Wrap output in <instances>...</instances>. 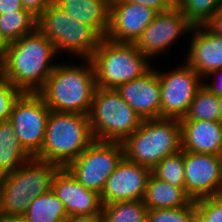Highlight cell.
I'll return each instance as SVG.
<instances>
[{"instance_id": "obj_15", "label": "cell", "mask_w": 222, "mask_h": 222, "mask_svg": "<svg viewBox=\"0 0 222 222\" xmlns=\"http://www.w3.org/2000/svg\"><path fill=\"white\" fill-rule=\"evenodd\" d=\"M150 174V168L123 157L115 171L108 177L101 192L102 204L143 200Z\"/></svg>"}, {"instance_id": "obj_20", "label": "cell", "mask_w": 222, "mask_h": 222, "mask_svg": "<svg viewBox=\"0 0 222 222\" xmlns=\"http://www.w3.org/2000/svg\"><path fill=\"white\" fill-rule=\"evenodd\" d=\"M55 3L70 16L91 26L102 38H106L110 0H55Z\"/></svg>"}, {"instance_id": "obj_4", "label": "cell", "mask_w": 222, "mask_h": 222, "mask_svg": "<svg viewBox=\"0 0 222 222\" xmlns=\"http://www.w3.org/2000/svg\"><path fill=\"white\" fill-rule=\"evenodd\" d=\"M56 164L32 157L0 178V215L23 216L31 200L52 190Z\"/></svg>"}, {"instance_id": "obj_1", "label": "cell", "mask_w": 222, "mask_h": 222, "mask_svg": "<svg viewBox=\"0 0 222 222\" xmlns=\"http://www.w3.org/2000/svg\"><path fill=\"white\" fill-rule=\"evenodd\" d=\"M53 43L36 28L32 33L8 43L1 65L2 76L22 93H38L58 64Z\"/></svg>"}, {"instance_id": "obj_24", "label": "cell", "mask_w": 222, "mask_h": 222, "mask_svg": "<svg viewBox=\"0 0 222 222\" xmlns=\"http://www.w3.org/2000/svg\"><path fill=\"white\" fill-rule=\"evenodd\" d=\"M37 28V18L24 8L0 14V36L8 43L32 33Z\"/></svg>"}, {"instance_id": "obj_16", "label": "cell", "mask_w": 222, "mask_h": 222, "mask_svg": "<svg viewBox=\"0 0 222 222\" xmlns=\"http://www.w3.org/2000/svg\"><path fill=\"white\" fill-rule=\"evenodd\" d=\"M52 191L64 203L69 215H101L100 194L86 189L65 167L53 179Z\"/></svg>"}, {"instance_id": "obj_35", "label": "cell", "mask_w": 222, "mask_h": 222, "mask_svg": "<svg viewBox=\"0 0 222 222\" xmlns=\"http://www.w3.org/2000/svg\"><path fill=\"white\" fill-rule=\"evenodd\" d=\"M204 25L214 34L222 36V6Z\"/></svg>"}, {"instance_id": "obj_29", "label": "cell", "mask_w": 222, "mask_h": 222, "mask_svg": "<svg viewBox=\"0 0 222 222\" xmlns=\"http://www.w3.org/2000/svg\"><path fill=\"white\" fill-rule=\"evenodd\" d=\"M195 209L196 203L192 201L188 206L148 210L147 222H190Z\"/></svg>"}, {"instance_id": "obj_31", "label": "cell", "mask_w": 222, "mask_h": 222, "mask_svg": "<svg viewBox=\"0 0 222 222\" xmlns=\"http://www.w3.org/2000/svg\"><path fill=\"white\" fill-rule=\"evenodd\" d=\"M195 203L209 222H222V195L202 198Z\"/></svg>"}, {"instance_id": "obj_40", "label": "cell", "mask_w": 222, "mask_h": 222, "mask_svg": "<svg viewBox=\"0 0 222 222\" xmlns=\"http://www.w3.org/2000/svg\"><path fill=\"white\" fill-rule=\"evenodd\" d=\"M7 42L0 36V64L2 65L7 51Z\"/></svg>"}, {"instance_id": "obj_42", "label": "cell", "mask_w": 222, "mask_h": 222, "mask_svg": "<svg viewBox=\"0 0 222 222\" xmlns=\"http://www.w3.org/2000/svg\"><path fill=\"white\" fill-rule=\"evenodd\" d=\"M175 6L180 2V0H170Z\"/></svg>"}, {"instance_id": "obj_32", "label": "cell", "mask_w": 222, "mask_h": 222, "mask_svg": "<svg viewBox=\"0 0 222 222\" xmlns=\"http://www.w3.org/2000/svg\"><path fill=\"white\" fill-rule=\"evenodd\" d=\"M55 0H21L22 6L38 18Z\"/></svg>"}, {"instance_id": "obj_3", "label": "cell", "mask_w": 222, "mask_h": 222, "mask_svg": "<svg viewBox=\"0 0 222 222\" xmlns=\"http://www.w3.org/2000/svg\"><path fill=\"white\" fill-rule=\"evenodd\" d=\"M94 140L88 115L51 110L43 145L34 157L65 168Z\"/></svg>"}, {"instance_id": "obj_39", "label": "cell", "mask_w": 222, "mask_h": 222, "mask_svg": "<svg viewBox=\"0 0 222 222\" xmlns=\"http://www.w3.org/2000/svg\"><path fill=\"white\" fill-rule=\"evenodd\" d=\"M190 222H209L206 217L196 208Z\"/></svg>"}, {"instance_id": "obj_12", "label": "cell", "mask_w": 222, "mask_h": 222, "mask_svg": "<svg viewBox=\"0 0 222 222\" xmlns=\"http://www.w3.org/2000/svg\"><path fill=\"white\" fill-rule=\"evenodd\" d=\"M193 26L175 6L171 10L157 13L134 44L142 54L153 60L165 51L168 52L181 35L190 34Z\"/></svg>"}, {"instance_id": "obj_17", "label": "cell", "mask_w": 222, "mask_h": 222, "mask_svg": "<svg viewBox=\"0 0 222 222\" xmlns=\"http://www.w3.org/2000/svg\"><path fill=\"white\" fill-rule=\"evenodd\" d=\"M116 91L142 119L161 118V90L156 68L119 85Z\"/></svg>"}, {"instance_id": "obj_11", "label": "cell", "mask_w": 222, "mask_h": 222, "mask_svg": "<svg viewBox=\"0 0 222 222\" xmlns=\"http://www.w3.org/2000/svg\"><path fill=\"white\" fill-rule=\"evenodd\" d=\"M169 72L158 71L161 90V118L182 119L204 79L185 61ZM203 80V81H202Z\"/></svg>"}, {"instance_id": "obj_44", "label": "cell", "mask_w": 222, "mask_h": 222, "mask_svg": "<svg viewBox=\"0 0 222 222\" xmlns=\"http://www.w3.org/2000/svg\"><path fill=\"white\" fill-rule=\"evenodd\" d=\"M4 174L0 171V178L3 176Z\"/></svg>"}, {"instance_id": "obj_33", "label": "cell", "mask_w": 222, "mask_h": 222, "mask_svg": "<svg viewBox=\"0 0 222 222\" xmlns=\"http://www.w3.org/2000/svg\"><path fill=\"white\" fill-rule=\"evenodd\" d=\"M123 1L150 7L155 11H157L158 13L171 10L175 7V5L170 0H123Z\"/></svg>"}, {"instance_id": "obj_36", "label": "cell", "mask_w": 222, "mask_h": 222, "mask_svg": "<svg viewBox=\"0 0 222 222\" xmlns=\"http://www.w3.org/2000/svg\"><path fill=\"white\" fill-rule=\"evenodd\" d=\"M21 0H0V14L22 10Z\"/></svg>"}, {"instance_id": "obj_18", "label": "cell", "mask_w": 222, "mask_h": 222, "mask_svg": "<svg viewBox=\"0 0 222 222\" xmlns=\"http://www.w3.org/2000/svg\"><path fill=\"white\" fill-rule=\"evenodd\" d=\"M191 42L185 62L203 79L212 71L222 69V36L214 34L205 25L192 27Z\"/></svg>"}, {"instance_id": "obj_13", "label": "cell", "mask_w": 222, "mask_h": 222, "mask_svg": "<svg viewBox=\"0 0 222 222\" xmlns=\"http://www.w3.org/2000/svg\"><path fill=\"white\" fill-rule=\"evenodd\" d=\"M185 191L196 201L222 195V158L184 151Z\"/></svg>"}, {"instance_id": "obj_43", "label": "cell", "mask_w": 222, "mask_h": 222, "mask_svg": "<svg viewBox=\"0 0 222 222\" xmlns=\"http://www.w3.org/2000/svg\"><path fill=\"white\" fill-rule=\"evenodd\" d=\"M2 76V69H1V64H0V77Z\"/></svg>"}, {"instance_id": "obj_25", "label": "cell", "mask_w": 222, "mask_h": 222, "mask_svg": "<svg viewBox=\"0 0 222 222\" xmlns=\"http://www.w3.org/2000/svg\"><path fill=\"white\" fill-rule=\"evenodd\" d=\"M148 208L143 200L103 204L102 222H147Z\"/></svg>"}, {"instance_id": "obj_5", "label": "cell", "mask_w": 222, "mask_h": 222, "mask_svg": "<svg viewBox=\"0 0 222 222\" xmlns=\"http://www.w3.org/2000/svg\"><path fill=\"white\" fill-rule=\"evenodd\" d=\"M122 144L126 159L152 169L166 156L182 149L180 120L143 119L140 127Z\"/></svg>"}, {"instance_id": "obj_34", "label": "cell", "mask_w": 222, "mask_h": 222, "mask_svg": "<svg viewBox=\"0 0 222 222\" xmlns=\"http://www.w3.org/2000/svg\"><path fill=\"white\" fill-rule=\"evenodd\" d=\"M209 77H213L212 79L214 81L211 82H205L203 83V85L208 88L212 93H214L217 97L222 96V69H218L215 71L210 72L205 78V79H209ZM216 77V79H215ZM220 77V78H219ZM217 78L219 80H217Z\"/></svg>"}, {"instance_id": "obj_38", "label": "cell", "mask_w": 222, "mask_h": 222, "mask_svg": "<svg viewBox=\"0 0 222 222\" xmlns=\"http://www.w3.org/2000/svg\"><path fill=\"white\" fill-rule=\"evenodd\" d=\"M0 222H27L23 216L0 215Z\"/></svg>"}, {"instance_id": "obj_27", "label": "cell", "mask_w": 222, "mask_h": 222, "mask_svg": "<svg viewBox=\"0 0 222 222\" xmlns=\"http://www.w3.org/2000/svg\"><path fill=\"white\" fill-rule=\"evenodd\" d=\"M151 173L172 186L185 188L184 150L181 149L172 155L166 156L151 169Z\"/></svg>"}, {"instance_id": "obj_8", "label": "cell", "mask_w": 222, "mask_h": 222, "mask_svg": "<svg viewBox=\"0 0 222 222\" xmlns=\"http://www.w3.org/2000/svg\"><path fill=\"white\" fill-rule=\"evenodd\" d=\"M88 118L94 139L110 142H123L143 121L116 89L98 87Z\"/></svg>"}, {"instance_id": "obj_30", "label": "cell", "mask_w": 222, "mask_h": 222, "mask_svg": "<svg viewBox=\"0 0 222 222\" xmlns=\"http://www.w3.org/2000/svg\"><path fill=\"white\" fill-rule=\"evenodd\" d=\"M21 94L11 82L0 77V123L9 120L14 102Z\"/></svg>"}, {"instance_id": "obj_6", "label": "cell", "mask_w": 222, "mask_h": 222, "mask_svg": "<svg viewBox=\"0 0 222 222\" xmlns=\"http://www.w3.org/2000/svg\"><path fill=\"white\" fill-rule=\"evenodd\" d=\"M96 86L116 89L119 85L142 77L153 66L134 43H119L102 38L98 49L90 58Z\"/></svg>"}, {"instance_id": "obj_14", "label": "cell", "mask_w": 222, "mask_h": 222, "mask_svg": "<svg viewBox=\"0 0 222 222\" xmlns=\"http://www.w3.org/2000/svg\"><path fill=\"white\" fill-rule=\"evenodd\" d=\"M157 13L144 5L110 0L106 38L119 43H135Z\"/></svg>"}, {"instance_id": "obj_28", "label": "cell", "mask_w": 222, "mask_h": 222, "mask_svg": "<svg viewBox=\"0 0 222 222\" xmlns=\"http://www.w3.org/2000/svg\"><path fill=\"white\" fill-rule=\"evenodd\" d=\"M222 6V0H180L176 5L195 25H204Z\"/></svg>"}, {"instance_id": "obj_23", "label": "cell", "mask_w": 222, "mask_h": 222, "mask_svg": "<svg viewBox=\"0 0 222 222\" xmlns=\"http://www.w3.org/2000/svg\"><path fill=\"white\" fill-rule=\"evenodd\" d=\"M23 217L27 222H64L68 214L64 203L51 190L34 197Z\"/></svg>"}, {"instance_id": "obj_21", "label": "cell", "mask_w": 222, "mask_h": 222, "mask_svg": "<svg viewBox=\"0 0 222 222\" xmlns=\"http://www.w3.org/2000/svg\"><path fill=\"white\" fill-rule=\"evenodd\" d=\"M143 202L148 210L173 209L188 206L192 199L187 195L185 188L172 186L151 173L147 181Z\"/></svg>"}, {"instance_id": "obj_37", "label": "cell", "mask_w": 222, "mask_h": 222, "mask_svg": "<svg viewBox=\"0 0 222 222\" xmlns=\"http://www.w3.org/2000/svg\"><path fill=\"white\" fill-rule=\"evenodd\" d=\"M64 222H102L101 215H69Z\"/></svg>"}, {"instance_id": "obj_26", "label": "cell", "mask_w": 222, "mask_h": 222, "mask_svg": "<svg viewBox=\"0 0 222 222\" xmlns=\"http://www.w3.org/2000/svg\"><path fill=\"white\" fill-rule=\"evenodd\" d=\"M180 120L220 121L218 97L203 85Z\"/></svg>"}, {"instance_id": "obj_41", "label": "cell", "mask_w": 222, "mask_h": 222, "mask_svg": "<svg viewBox=\"0 0 222 222\" xmlns=\"http://www.w3.org/2000/svg\"><path fill=\"white\" fill-rule=\"evenodd\" d=\"M218 102H219L220 122H222V96L218 97Z\"/></svg>"}, {"instance_id": "obj_7", "label": "cell", "mask_w": 222, "mask_h": 222, "mask_svg": "<svg viewBox=\"0 0 222 222\" xmlns=\"http://www.w3.org/2000/svg\"><path fill=\"white\" fill-rule=\"evenodd\" d=\"M37 28L53 43L58 55L65 52L79 59H90L102 39L55 2L37 18Z\"/></svg>"}, {"instance_id": "obj_10", "label": "cell", "mask_w": 222, "mask_h": 222, "mask_svg": "<svg viewBox=\"0 0 222 222\" xmlns=\"http://www.w3.org/2000/svg\"><path fill=\"white\" fill-rule=\"evenodd\" d=\"M50 111L38 93H22L12 107L9 121L21 145L32 157L43 145Z\"/></svg>"}, {"instance_id": "obj_2", "label": "cell", "mask_w": 222, "mask_h": 222, "mask_svg": "<svg viewBox=\"0 0 222 222\" xmlns=\"http://www.w3.org/2000/svg\"><path fill=\"white\" fill-rule=\"evenodd\" d=\"M81 61L58 63L38 92L50 110L88 115L97 86L91 60Z\"/></svg>"}, {"instance_id": "obj_9", "label": "cell", "mask_w": 222, "mask_h": 222, "mask_svg": "<svg viewBox=\"0 0 222 222\" xmlns=\"http://www.w3.org/2000/svg\"><path fill=\"white\" fill-rule=\"evenodd\" d=\"M123 157L122 142L94 140L66 168L86 189L101 195L108 177Z\"/></svg>"}, {"instance_id": "obj_19", "label": "cell", "mask_w": 222, "mask_h": 222, "mask_svg": "<svg viewBox=\"0 0 222 222\" xmlns=\"http://www.w3.org/2000/svg\"><path fill=\"white\" fill-rule=\"evenodd\" d=\"M182 150L221 156L222 122L180 120Z\"/></svg>"}, {"instance_id": "obj_22", "label": "cell", "mask_w": 222, "mask_h": 222, "mask_svg": "<svg viewBox=\"0 0 222 222\" xmlns=\"http://www.w3.org/2000/svg\"><path fill=\"white\" fill-rule=\"evenodd\" d=\"M32 156L21 145L12 123L7 120L0 123V171L3 174L13 172Z\"/></svg>"}]
</instances>
